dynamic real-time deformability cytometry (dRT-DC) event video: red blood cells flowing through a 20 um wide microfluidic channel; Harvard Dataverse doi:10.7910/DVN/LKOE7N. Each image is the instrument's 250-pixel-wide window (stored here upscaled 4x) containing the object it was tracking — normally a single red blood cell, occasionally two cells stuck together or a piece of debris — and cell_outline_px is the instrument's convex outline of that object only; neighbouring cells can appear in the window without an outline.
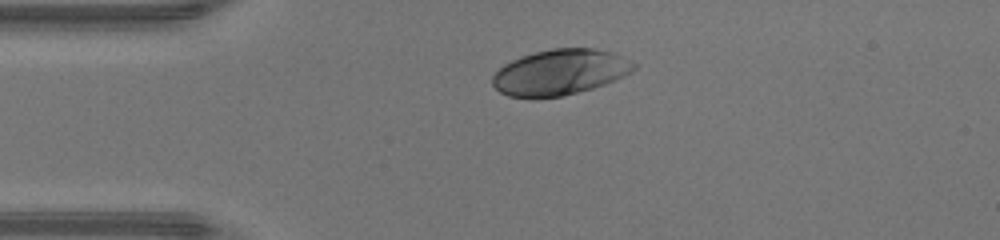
{"species": "human", "species_latin": "Homo sapiens", "temperature_condition": "warm", "stored_images_in_passage": 32, "camera_frame_rate_fps": 3000, "um_per_image_px": 0.085, "donor": {"sex": "male"}, "frame": {"image": 1, "passage_image": 1, "time_ms": 0.0, "image_size_px": [1000, 240], "cell_outline_px": [[636, 68], [632, 72], [624, 76], [604, 84], [592, 88], [560, 96], [532, 100], [508, 96], [500, 92], [492, 84], [492, 76], [504, 64], [512, 60], [536, 52], [552, 48], [596, 48], [612, 52], [636, 64]], "centroid_in_image_um": [47.57, 6.16], "position_along_channel_um": 37.4, "area_um2": 37.69}}
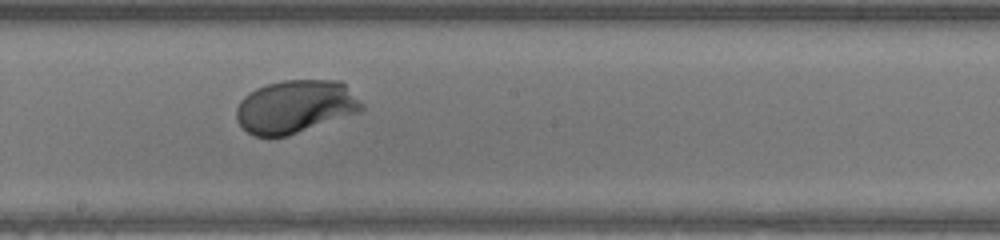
{"frame": {"image": 2, "passage_image": 16, "time_ms": 5.0, "image_size_px": [1000, 240], "cell_outline_px": [[364, 108], [360, 112], [288, 136], [252, 136], [236, 120], [236, 108], [240, 100], [244, 96], [256, 88], [268, 84], [284, 80], [340, 80], [364, 104]], "centroid_in_image_um": [25.1, 9.06], "position_along_channel_um": 223.1, "area_um2": 38.78}}
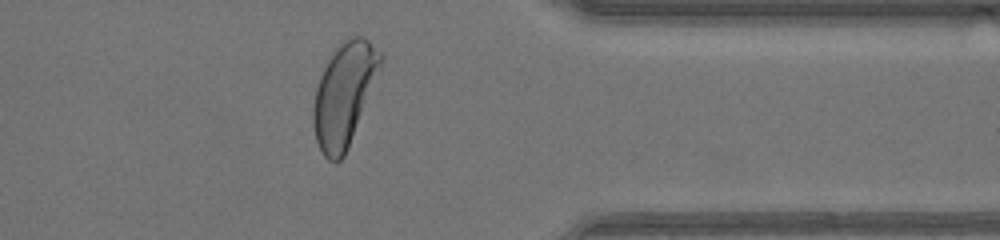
{"frame": {"image": 3, "passage_image": 28, "time_ms": 9.0, "image_size_px": [1000, 240], "cell_outline_px": [[384, 56], [380, 68], [348, 148], [344, 156], [336, 164], [328, 160], [324, 156], [316, 140], [312, 124], [312, 108], [316, 88], [320, 76], [328, 60], [336, 48], [348, 36], [364, 36]], "centroid_in_image_um": [29.23, 8.04], "position_along_channel_um": 382.2, "area_um2": 40.0}, "authors_computed_cell_mechanics": {"area_um2": 38.6971, "velocity_mm_per_s": 4.3151, "shape_relaxation_time_tau1_ms": 1.6705, "shape_relaxation_time_tau2_ms": null, "deformation_change_tau1": 0.1479, "deformation_change_tau2": null}}